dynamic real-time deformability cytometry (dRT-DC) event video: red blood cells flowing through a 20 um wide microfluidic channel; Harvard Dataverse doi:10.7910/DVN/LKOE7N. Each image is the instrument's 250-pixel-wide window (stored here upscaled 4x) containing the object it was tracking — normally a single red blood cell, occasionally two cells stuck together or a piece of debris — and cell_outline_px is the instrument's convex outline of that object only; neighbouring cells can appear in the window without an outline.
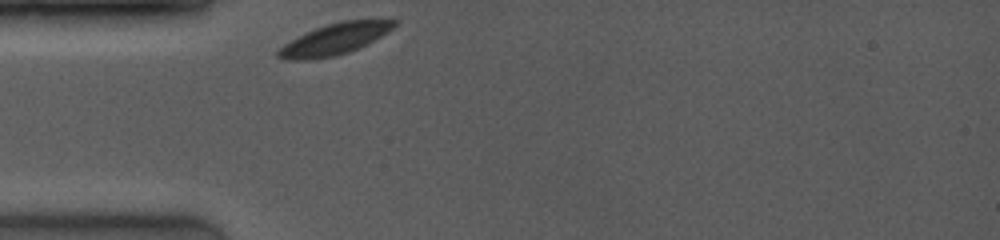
{"species": "common noctule bat (a hibernating species)", "species_latin": "Nyctalus noctula", "temperature_condition": "room temperature", "stored_images_in_passage": 6, "camera_frame_rate_fps": 4000, "um_per_image_px": 0.085, "animal": {"sex": "female", "body_mass_g": 19.0, "forearm_length_mm": 53.3}, "frame": {"image": 1, "passage_image": 1, "time_ms": 0.0, "image_size_px": [1000, 240], "cell_outline_px": [[400, 20], [388, 32], [368, 44], [348, 52], [332, 56], [304, 60], [288, 60], [276, 56], [276, 52], [284, 44], [316, 28], [340, 20], [396, 16]], "centroid_in_image_um": [28.62, 3.25], "position_along_channel_um": 56.4, "area_um2": 21.56}}